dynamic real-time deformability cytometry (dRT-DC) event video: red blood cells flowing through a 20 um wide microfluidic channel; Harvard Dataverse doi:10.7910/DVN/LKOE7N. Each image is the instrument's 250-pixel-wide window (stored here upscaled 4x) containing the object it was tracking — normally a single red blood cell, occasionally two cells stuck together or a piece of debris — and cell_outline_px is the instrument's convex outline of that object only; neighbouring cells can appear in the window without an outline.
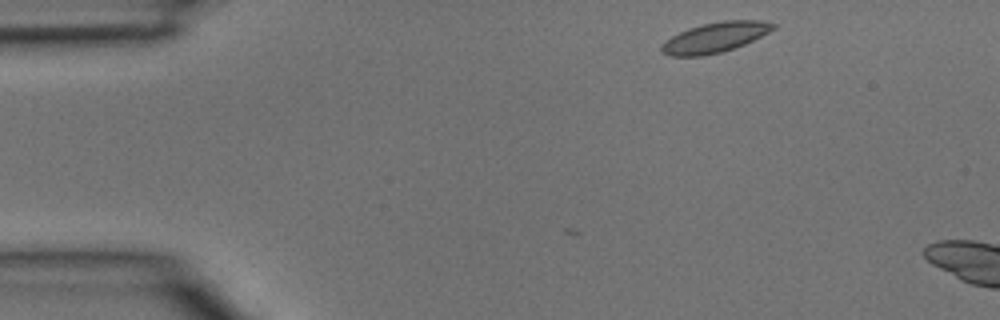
{"species": "common noctule bat (a hibernating species)", "species_latin": "Nyctalus noctula", "temperature_condition": "room temperature", "stored_images_in_passage": 3, "camera_frame_rate_fps": 3000, "um_per_image_px": 0.085, "animal": {"sex": "male", "body_mass_g": 15.6}, "frame": {"image": 1, "passage_image": 1, "time_ms": 0.0, "image_size_px": [1000, 320], "cell_outline_px": [[776, 28], [744, 44], [720, 52], [700, 56], [668, 56], [660, 52], [660, 48], [672, 36], [688, 28], [704, 24], [724, 20], [760, 20], [776, 24]], "centroid_in_image_um": [60.77, 3.18], "position_along_channel_um": 24.2, "area_um2": 19.25}}
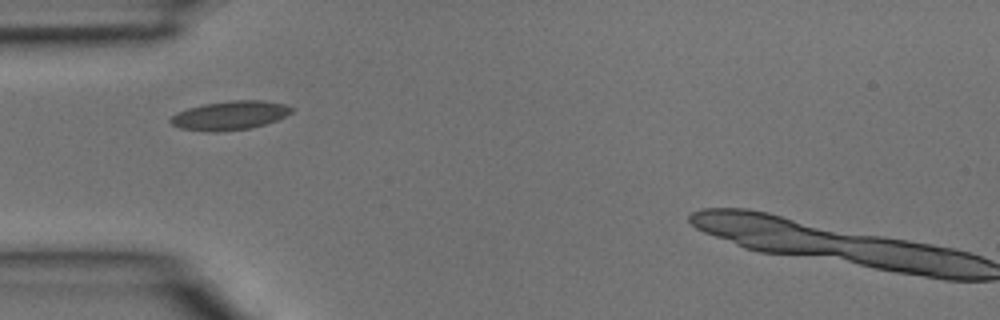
{"frame": {"image": 2, "passage_image": 3, "time_ms": 0.667, "image_size_px": [1000, 320], "cell_outline_px": [[292, 112], [276, 120], [264, 124], [248, 128], [212, 132], [208, 132], [180, 128], [172, 124], [168, 120], [176, 112], [188, 108], [204, 104], [232, 100], [260, 100], [284, 104], [292, 108]], "centroid_in_image_um": [19.49, 9.81], "position_along_channel_um": 65.5, "area_um2": 20.11}}